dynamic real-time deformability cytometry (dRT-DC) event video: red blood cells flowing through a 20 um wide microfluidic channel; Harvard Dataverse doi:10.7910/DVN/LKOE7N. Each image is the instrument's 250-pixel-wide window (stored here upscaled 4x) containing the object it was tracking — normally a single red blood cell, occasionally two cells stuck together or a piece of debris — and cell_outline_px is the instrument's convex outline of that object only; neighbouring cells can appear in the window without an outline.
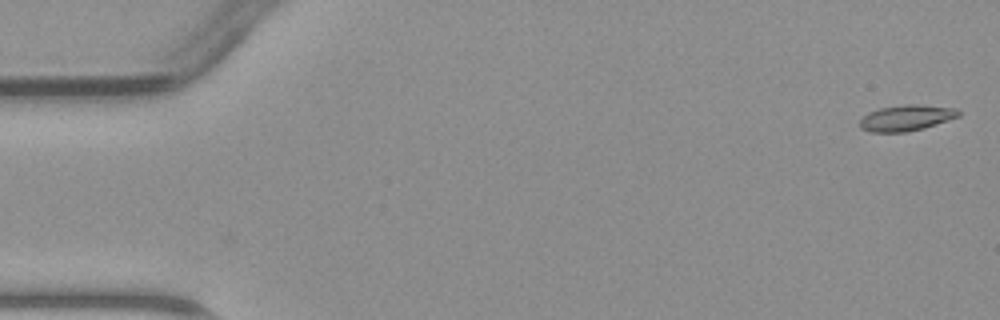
{"species": "common noctule bat (a hibernating species)", "species_latin": "Nyctalus noctula", "temperature_condition": "warm", "stored_images_in_passage": 3, "camera_frame_rate_fps": 3000, "um_per_image_px": 0.085, "animal": {"sex": "male", "body_mass_g": 23.1, "forearm_length_mm": 52.7}, "frame": {"image": 1, "passage_image": 3, "time_ms": 0.667, "image_size_px": [1000, 320], "cell_outline_px": [[960, 116], [924, 128], [908, 132], [868, 132], [860, 128], [860, 120], [868, 112], [880, 108], [904, 104], [924, 104], [956, 108], [960, 112]], "centroid_in_image_um": [77.04, 10.01], "position_along_channel_um": 8.0, "area_um2": 15.09}}